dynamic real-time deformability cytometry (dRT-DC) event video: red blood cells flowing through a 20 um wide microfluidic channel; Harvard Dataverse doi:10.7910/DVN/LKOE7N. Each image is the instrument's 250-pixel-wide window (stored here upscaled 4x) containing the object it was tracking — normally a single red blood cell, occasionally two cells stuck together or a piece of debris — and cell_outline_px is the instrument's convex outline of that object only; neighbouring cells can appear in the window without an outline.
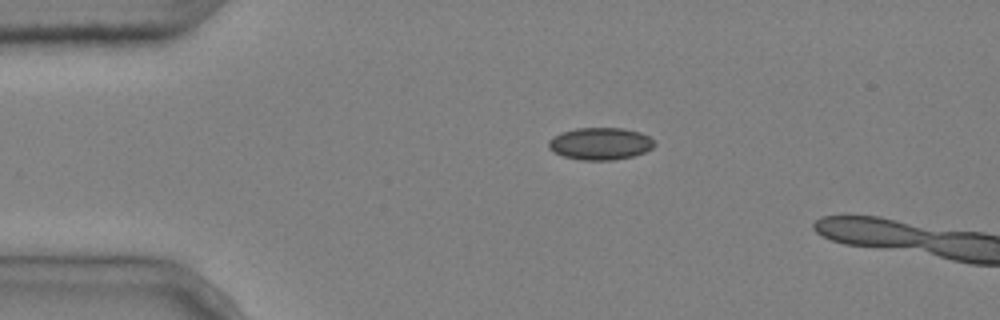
{"species": "common noctule bat (a hibernating species)", "species_latin": "Nyctalus noctula", "temperature_condition": "cold", "stored_images_in_passage": 4, "camera_frame_rate_fps": 3000, "um_per_image_px": 0.085, "animal": {"sex": "male", "body_mass_g": 20.4}, "frame": {"image": 1, "passage_image": 2, "time_ms": 0.333, "image_size_px": [1000, 320], "cell_outline_px": [[656, 144], [652, 148], [644, 152], [632, 156], [612, 160], [580, 160], [564, 156], [548, 148], [548, 140], [552, 136], [560, 132], [576, 128], [620, 128], [640, 132], [648, 136]], "centroid_in_image_um": [50.99, 12.2], "position_along_channel_um": 34.0, "area_um2": 19.83}}